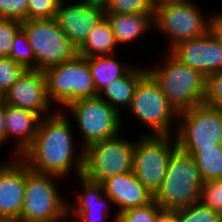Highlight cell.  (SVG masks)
I'll list each match as a JSON object with an SVG mask.
<instances>
[{"mask_svg":"<svg viewBox=\"0 0 222 222\" xmlns=\"http://www.w3.org/2000/svg\"><path fill=\"white\" fill-rule=\"evenodd\" d=\"M71 124L73 122L63 111L57 110L54 114L41 118L33 143L20 158L38 173L55 175L63 180L65 177L69 179L70 175L71 178L81 176L84 148L75 142L78 135L75 137L74 126Z\"/></svg>","mask_w":222,"mask_h":222,"instance_id":"6da1fadb","label":"cell"},{"mask_svg":"<svg viewBox=\"0 0 222 222\" xmlns=\"http://www.w3.org/2000/svg\"><path fill=\"white\" fill-rule=\"evenodd\" d=\"M160 54L162 61L147 66L148 72L159 83L169 103L180 113L203 104L206 97L207 77L200 71L188 67L169 51Z\"/></svg>","mask_w":222,"mask_h":222,"instance_id":"7a4b0ae2","label":"cell"},{"mask_svg":"<svg viewBox=\"0 0 222 222\" xmlns=\"http://www.w3.org/2000/svg\"><path fill=\"white\" fill-rule=\"evenodd\" d=\"M193 1V2H192ZM201 4V5H200ZM194 0H161L153 12V31L166 44L169 51L179 42L203 37L209 32V15L202 11V3ZM201 7V8H200Z\"/></svg>","mask_w":222,"mask_h":222,"instance_id":"3957f363","label":"cell"},{"mask_svg":"<svg viewBox=\"0 0 222 222\" xmlns=\"http://www.w3.org/2000/svg\"><path fill=\"white\" fill-rule=\"evenodd\" d=\"M203 183L193 155L177 146L170 155L165 178L153 200L161 209L187 208L200 201Z\"/></svg>","mask_w":222,"mask_h":222,"instance_id":"277c9868","label":"cell"},{"mask_svg":"<svg viewBox=\"0 0 222 222\" xmlns=\"http://www.w3.org/2000/svg\"><path fill=\"white\" fill-rule=\"evenodd\" d=\"M126 113L149 129L142 135H175L179 113L149 72L139 80Z\"/></svg>","mask_w":222,"mask_h":222,"instance_id":"5b68a950","label":"cell"},{"mask_svg":"<svg viewBox=\"0 0 222 222\" xmlns=\"http://www.w3.org/2000/svg\"><path fill=\"white\" fill-rule=\"evenodd\" d=\"M61 179L35 172L26 164L24 202L17 222H68L69 199L57 187Z\"/></svg>","mask_w":222,"mask_h":222,"instance_id":"8992f818","label":"cell"},{"mask_svg":"<svg viewBox=\"0 0 222 222\" xmlns=\"http://www.w3.org/2000/svg\"><path fill=\"white\" fill-rule=\"evenodd\" d=\"M50 103L63 111L71 103L98 96L88 58L76 55L43 71ZM57 105V106H56Z\"/></svg>","mask_w":222,"mask_h":222,"instance_id":"52a82bcc","label":"cell"},{"mask_svg":"<svg viewBox=\"0 0 222 222\" xmlns=\"http://www.w3.org/2000/svg\"><path fill=\"white\" fill-rule=\"evenodd\" d=\"M63 112L70 116L75 133L82 137L81 142L77 141L84 149L94 142L118 136L124 130V117L99 96L77 100Z\"/></svg>","mask_w":222,"mask_h":222,"instance_id":"ba28073f","label":"cell"},{"mask_svg":"<svg viewBox=\"0 0 222 222\" xmlns=\"http://www.w3.org/2000/svg\"><path fill=\"white\" fill-rule=\"evenodd\" d=\"M120 133L110 139L94 142L84 149L82 175L97 183L133 171L134 140Z\"/></svg>","mask_w":222,"mask_h":222,"instance_id":"9c48e42d","label":"cell"},{"mask_svg":"<svg viewBox=\"0 0 222 222\" xmlns=\"http://www.w3.org/2000/svg\"><path fill=\"white\" fill-rule=\"evenodd\" d=\"M21 28L35 54V70L44 71L77 55L76 47L58 26L55 18L23 20Z\"/></svg>","mask_w":222,"mask_h":222,"instance_id":"30bf717a","label":"cell"},{"mask_svg":"<svg viewBox=\"0 0 222 222\" xmlns=\"http://www.w3.org/2000/svg\"><path fill=\"white\" fill-rule=\"evenodd\" d=\"M177 147L175 135H139L135 138L133 173L154 195L160 188L170 155Z\"/></svg>","mask_w":222,"mask_h":222,"instance_id":"8fae6325","label":"cell"},{"mask_svg":"<svg viewBox=\"0 0 222 222\" xmlns=\"http://www.w3.org/2000/svg\"><path fill=\"white\" fill-rule=\"evenodd\" d=\"M175 138L178 147L222 145V109L203 103L180 112Z\"/></svg>","mask_w":222,"mask_h":222,"instance_id":"7c38bea8","label":"cell"},{"mask_svg":"<svg viewBox=\"0 0 222 222\" xmlns=\"http://www.w3.org/2000/svg\"><path fill=\"white\" fill-rule=\"evenodd\" d=\"M73 2V3H72ZM105 17L104 6L86 0H60L55 20L78 49L88 34Z\"/></svg>","mask_w":222,"mask_h":222,"instance_id":"4fadbf2b","label":"cell"},{"mask_svg":"<svg viewBox=\"0 0 222 222\" xmlns=\"http://www.w3.org/2000/svg\"><path fill=\"white\" fill-rule=\"evenodd\" d=\"M78 179V180H76ZM74 201L68 200V220L73 222H105L111 218L112 199L105 194L103 184L93 182L83 175L76 177ZM79 189V191L77 190ZM112 206V207H111ZM110 214V215H109ZM70 220V222H72Z\"/></svg>","mask_w":222,"mask_h":222,"instance_id":"5bb4252c","label":"cell"},{"mask_svg":"<svg viewBox=\"0 0 222 222\" xmlns=\"http://www.w3.org/2000/svg\"><path fill=\"white\" fill-rule=\"evenodd\" d=\"M2 98L6 104L33 111L41 118L57 111L49 101L45 75L40 70H26Z\"/></svg>","mask_w":222,"mask_h":222,"instance_id":"9a60e30c","label":"cell"},{"mask_svg":"<svg viewBox=\"0 0 222 222\" xmlns=\"http://www.w3.org/2000/svg\"><path fill=\"white\" fill-rule=\"evenodd\" d=\"M6 160L0 162V218L17 222L24 202L26 163L20 157Z\"/></svg>","mask_w":222,"mask_h":222,"instance_id":"2e32d148","label":"cell"},{"mask_svg":"<svg viewBox=\"0 0 222 222\" xmlns=\"http://www.w3.org/2000/svg\"><path fill=\"white\" fill-rule=\"evenodd\" d=\"M169 52L206 77L222 70V43L209 32L203 37L179 42Z\"/></svg>","mask_w":222,"mask_h":222,"instance_id":"e0dca14e","label":"cell"},{"mask_svg":"<svg viewBox=\"0 0 222 222\" xmlns=\"http://www.w3.org/2000/svg\"><path fill=\"white\" fill-rule=\"evenodd\" d=\"M104 191L112 199L114 214L112 222H117L118 214L130 208L144 206L153 200V194L136 178L133 171L119 174L105 180Z\"/></svg>","mask_w":222,"mask_h":222,"instance_id":"ac0fdd59","label":"cell"},{"mask_svg":"<svg viewBox=\"0 0 222 222\" xmlns=\"http://www.w3.org/2000/svg\"><path fill=\"white\" fill-rule=\"evenodd\" d=\"M40 120L41 117L33 111L6 104V144L10 141L9 144L12 143L11 145H13L10 146L13 149L11 148L8 157H20L21 154L33 143Z\"/></svg>","mask_w":222,"mask_h":222,"instance_id":"d6986e66","label":"cell"},{"mask_svg":"<svg viewBox=\"0 0 222 222\" xmlns=\"http://www.w3.org/2000/svg\"><path fill=\"white\" fill-rule=\"evenodd\" d=\"M111 25L118 46L125 49L132 43H139L145 34L153 30V13L114 14L105 13ZM124 46V47H123Z\"/></svg>","mask_w":222,"mask_h":222,"instance_id":"ffe728a7","label":"cell"},{"mask_svg":"<svg viewBox=\"0 0 222 222\" xmlns=\"http://www.w3.org/2000/svg\"><path fill=\"white\" fill-rule=\"evenodd\" d=\"M143 65V66H142ZM148 72L147 65H133L122 77L104 87L98 96L107 101L121 116L129 108L139 80ZM124 112V113H123Z\"/></svg>","mask_w":222,"mask_h":222,"instance_id":"44dd1931","label":"cell"},{"mask_svg":"<svg viewBox=\"0 0 222 222\" xmlns=\"http://www.w3.org/2000/svg\"><path fill=\"white\" fill-rule=\"evenodd\" d=\"M119 49L111 25L104 17L92 28L85 42L77 49V54L85 58H92L114 55Z\"/></svg>","mask_w":222,"mask_h":222,"instance_id":"7402d4cb","label":"cell"},{"mask_svg":"<svg viewBox=\"0 0 222 222\" xmlns=\"http://www.w3.org/2000/svg\"><path fill=\"white\" fill-rule=\"evenodd\" d=\"M117 55L88 58L89 69L97 93L112 81L122 77L134 64L124 62Z\"/></svg>","mask_w":222,"mask_h":222,"instance_id":"603a6c76","label":"cell"},{"mask_svg":"<svg viewBox=\"0 0 222 222\" xmlns=\"http://www.w3.org/2000/svg\"><path fill=\"white\" fill-rule=\"evenodd\" d=\"M179 148L193 155L203 182L222 178V145Z\"/></svg>","mask_w":222,"mask_h":222,"instance_id":"cb8c5ba5","label":"cell"},{"mask_svg":"<svg viewBox=\"0 0 222 222\" xmlns=\"http://www.w3.org/2000/svg\"><path fill=\"white\" fill-rule=\"evenodd\" d=\"M10 58L26 70H35V54L22 28L14 37Z\"/></svg>","mask_w":222,"mask_h":222,"instance_id":"d4e9b609","label":"cell"},{"mask_svg":"<svg viewBox=\"0 0 222 222\" xmlns=\"http://www.w3.org/2000/svg\"><path fill=\"white\" fill-rule=\"evenodd\" d=\"M178 222H222V215L201 201L177 210Z\"/></svg>","mask_w":222,"mask_h":222,"instance_id":"484cf974","label":"cell"},{"mask_svg":"<svg viewBox=\"0 0 222 222\" xmlns=\"http://www.w3.org/2000/svg\"><path fill=\"white\" fill-rule=\"evenodd\" d=\"M155 6L156 0H108L104 11L114 14L153 13Z\"/></svg>","mask_w":222,"mask_h":222,"instance_id":"4316f807","label":"cell"},{"mask_svg":"<svg viewBox=\"0 0 222 222\" xmlns=\"http://www.w3.org/2000/svg\"><path fill=\"white\" fill-rule=\"evenodd\" d=\"M25 71L10 57H0V93L4 95Z\"/></svg>","mask_w":222,"mask_h":222,"instance_id":"83f0119b","label":"cell"},{"mask_svg":"<svg viewBox=\"0 0 222 222\" xmlns=\"http://www.w3.org/2000/svg\"><path fill=\"white\" fill-rule=\"evenodd\" d=\"M160 207L152 200L150 203L130 208L118 214L117 222H155Z\"/></svg>","mask_w":222,"mask_h":222,"instance_id":"f1b7e54d","label":"cell"},{"mask_svg":"<svg viewBox=\"0 0 222 222\" xmlns=\"http://www.w3.org/2000/svg\"><path fill=\"white\" fill-rule=\"evenodd\" d=\"M21 24L22 21L0 18V57H10L13 40Z\"/></svg>","mask_w":222,"mask_h":222,"instance_id":"f546056e","label":"cell"},{"mask_svg":"<svg viewBox=\"0 0 222 222\" xmlns=\"http://www.w3.org/2000/svg\"><path fill=\"white\" fill-rule=\"evenodd\" d=\"M200 201L222 215V178L203 183Z\"/></svg>","mask_w":222,"mask_h":222,"instance_id":"4dcf8cb0","label":"cell"},{"mask_svg":"<svg viewBox=\"0 0 222 222\" xmlns=\"http://www.w3.org/2000/svg\"><path fill=\"white\" fill-rule=\"evenodd\" d=\"M60 0H28L27 19L55 18Z\"/></svg>","mask_w":222,"mask_h":222,"instance_id":"1f68e13d","label":"cell"},{"mask_svg":"<svg viewBox=\"0 0 222 222\" xmlns=\"http://www.w3.org/2000/svg\"><path fill=\"white\" fill-rule=\"evenodd\" d=\"M204 103L222 109V70L207 77Z\"/></svg>","mask_w":222,"mask_h":222,"instance_id":"d6a6232c","label":"cell"},{"mask_svg":"<svg viewBox=\"0 0 222 222\" xmlns=\"http://www.w3.org/2000/svg\"><path fill=\"white\" fill-rule=\"evenodd\" d=\"M28 0H0V18L27 20Z\"/></svg>","mask_w":222,"mask_h":222,"instance_id":"836d02e7","label":"cell"},{"mask_svg":"<svg viewBox=\"0 0 222 222\" xmlns=\"http://www.w3.org/2000/svg\"><path fill=\"white\" fill-rule=\"evenodd\" d=\"M214 12L209 14V33L222 43V11Z\"/></svg>","mask_w":222,"mask_h":222,"instance_id":"e575fe53","label":"cell"},{"mask_svg":"<svg viewBox=\"0 0 222 222\" xmlns=\"http://www.w3.org/2000/svg\"><path fill=\"white\" fill-rule=\"evenodd\" d=\"M155 222H178L177 210L159 209Z\"/></svg>","mask_w":222,"mask_h":222,"instance_id":"d590c367","label":"cell"},{"mask_svg":"<svg viewBox=\"0 0 222 222\" xmlns=\"http://www.w3.org/2000/svg\"><path fill=\"white\" fill-rule=\"evenodd\" d=\"M5 110L6 103L3 98L0 97V149L2 145L6 143Z\"/></svg>","mask_w":222,"mask_h":222,"instance_id":"8d00e7d4","label":"cell"},{"mask_svg":"<svg viewBox=\"0 0 222 222\" xmlns=\"http://www.w3.org/2000/svg\"><path fill=\"white\" fill-rule=\"evenodd\" d=\"M90 3L105 5L108 0H86Z\"/></svg>","mask_w":222,"mask_h":222,"instance_id":"74e56055","label":"cell"},{"mask_svg":"<svg viewBox=\"0 0 222 222\" xmlns=\"http://www.w3.org/2000/svg\"><path fill=\"white\" fill-rule=\"evenodd\" d=\"M0 222H10V221H8L7 219H4V218H0Z\"/></svg>","mask_w":222,"mask_h":222,"instance_id":"f35d334b","label":"cell"}]
</instances>
